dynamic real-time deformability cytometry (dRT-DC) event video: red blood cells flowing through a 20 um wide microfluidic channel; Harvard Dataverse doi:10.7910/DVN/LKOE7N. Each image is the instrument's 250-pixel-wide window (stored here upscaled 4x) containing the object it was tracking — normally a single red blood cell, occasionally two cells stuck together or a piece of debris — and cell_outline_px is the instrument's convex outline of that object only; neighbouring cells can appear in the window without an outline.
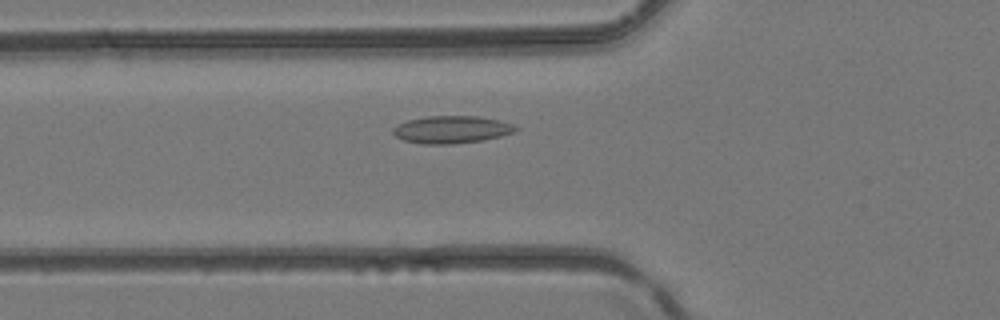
{"species": "common noctule bat (a hibernating species)", "species_latin": "Nyctalus noctula", "temperature_condition": "room temperature", "stored_images_in_passage": 39, "camera_frame_rate_fps": 3000, "um_per_image_px": 0.085, "animal": {"sex": "female", "body_mass_g": 24.6, "forearm_length_mm": 56.2}, "frame": {"image": 1, "passage_image": 12, "time_ms": 3.667, "image_size_px": [1000, 320], "cell_outline_px": [[520, 128], [516, 132], [500, 136], [480, 140], [452, 144], [424, 144], [404, 140], [396, 136], [392, 132], [392, 128], [408, 120], [428, 116], [476, 116], [500, 120], [516, 124]], "centroid_in_image_um": [38.44, 11.0], "position_along_channel_um": 87.4, "area_um2": 19.59}}
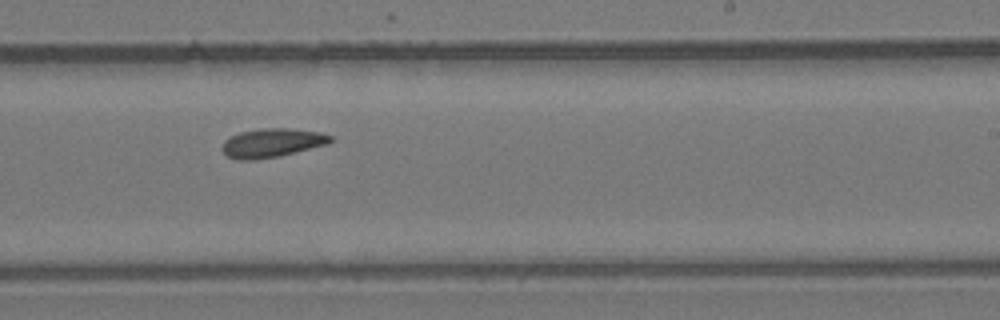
{"frame": {"image": 2, "passage_image": 23, "time_ms": 7.333, "image_size_px": [1000, 320], "cell_outline_px": [[332, 140], [328, 144], [280, 156], [252, 160], [240, 160], [228, 156], [224, 152], [224, 140], [240, 132], [260, 128], [288, 128], [320, 132], [332, 136]], "centroid_in_image_um": [23.15, 12.14], "position_along_channel_um": 265.8, "area_um2": 18.03}}
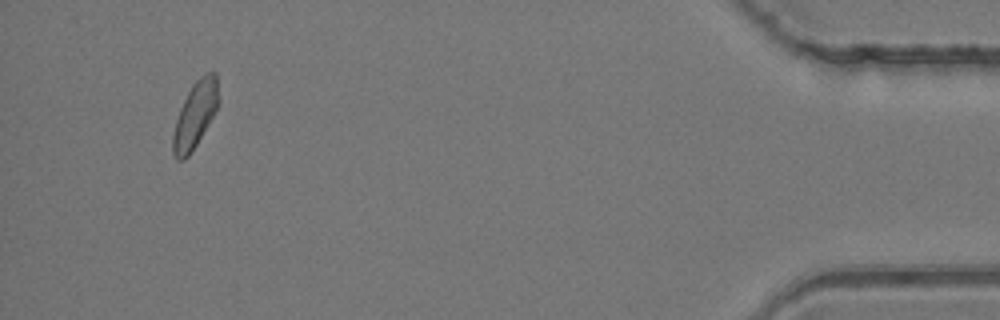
{"frame": {"image": 3, "passage_image": 37, "time_ms": 12.0, "image_size_px": [1000, 320], "cell_outline_px": [[220, 100], [212, 116], [196, 144], [188, 156], [184, 160], [176, 160], [172, 152], [172, 136], [176, 120], [180, 108], [192, 84], [204, 72], [212, 68], [216, 72]], "centroid_in_image_um": [16.59, 9.69], "position_along_channel_um": 418.6, "area_um2": 17.63}}